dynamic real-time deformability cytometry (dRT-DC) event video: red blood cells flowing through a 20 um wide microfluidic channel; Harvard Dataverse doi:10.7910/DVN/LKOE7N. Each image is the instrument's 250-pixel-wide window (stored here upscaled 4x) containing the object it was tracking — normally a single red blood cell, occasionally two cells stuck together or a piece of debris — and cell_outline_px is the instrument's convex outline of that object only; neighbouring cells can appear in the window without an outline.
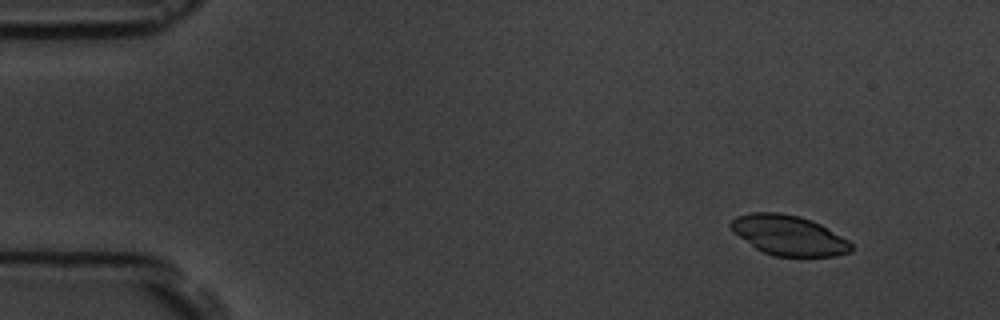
{"species": "common noctule bat (a hibernating species)", "species_latin": "Nyctalus noctula", "temperature_condition": "room temperature", "stored_images_in_passage": 4, "camera_frame_rate_fps": 3000, "um_per_image_px": 0.085, "animal": {"sex": "male", "body_mass_g": 19.5, "forearm_length_mm": 54.6}, "frame": {"image": 1, "passage_image": 1, "time_ms": 0.0, "image_size_px": [1000, 320], "cell_outline_px": [[852, 252], [836, 256], [776, 256], [764, 252], [756, 248], [732, 232], [728, 224], [736, 216], [752, 212], [780, 212], [800, 216], [812, 220], [820, 224], [848, 240], [852, 244]], "centroid_in_image_um": [67.03, 19.99], "position_along_channel_um": 18.0, "area_um2": 28.09}}